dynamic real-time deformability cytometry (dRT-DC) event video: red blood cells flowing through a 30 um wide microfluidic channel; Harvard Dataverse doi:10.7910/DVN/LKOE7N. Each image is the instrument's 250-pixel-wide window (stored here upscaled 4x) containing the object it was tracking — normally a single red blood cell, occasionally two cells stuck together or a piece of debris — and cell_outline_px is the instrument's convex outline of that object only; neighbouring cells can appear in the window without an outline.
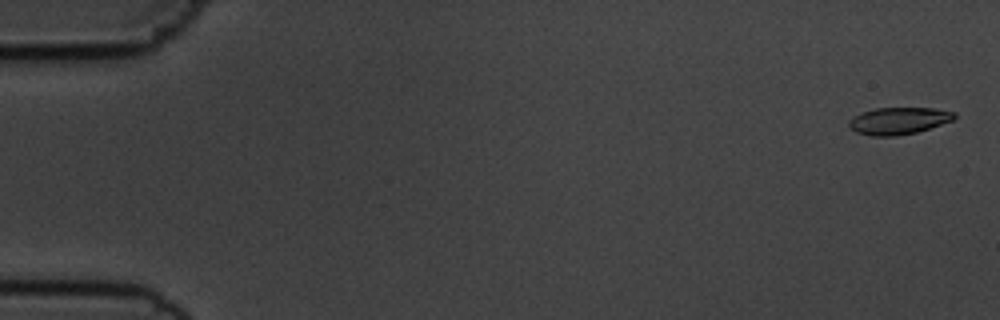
{"species": "common noctule bat (a hibernating species)", "species_latin": "Nyctalus noctula", "temperature_condition": "cold", "stored_images_in_passage": 57, "camera_frame_rate_fps": 3000, "um_per_image_px": 0.085, "animal": {"sex": "male", "body_mass_g": 19.5, "forearm_length_mm": 54.6}, "frame": {"image": 1, "passage_image": 2, "time_ms": 0.333, "image_size_px": [1000, 320], "cell_outline_px": [[956, 116], [952, 120], [916, 132], [896, 136], [872, 136], [856, 132], [848, 124], [848, 120], [852, 116], [860, 112], [876, 108], [932, 108], [956, 112]], "centroid_in_image_um": [76.33, 10.26], "position_along_channel_um": 8.7, "area_um2": 16.53}}
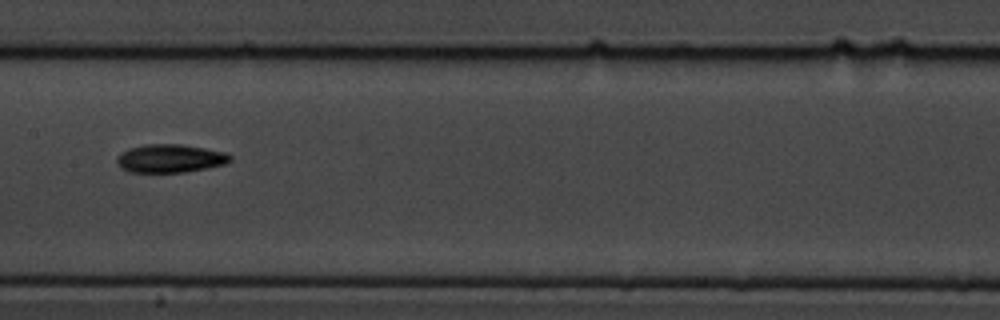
{"frame": {"image": 2, "passage_image": 29, "time_ms": 9.333, "image_size_px": [1000, 320], "cell_outline_px": [[232, 160], [224, 164], [184, 172], [128, 172], [120, 168], [116, 160], [116, 156], [120, 152], [128, 148], [144, 144], [180, 144], [204, 148], [224, 152], [232, 156]], "centroid_in_image_um": [14.4, 13.46], "position_along_channel_um": 193.0, "area_um2": 18.73}}
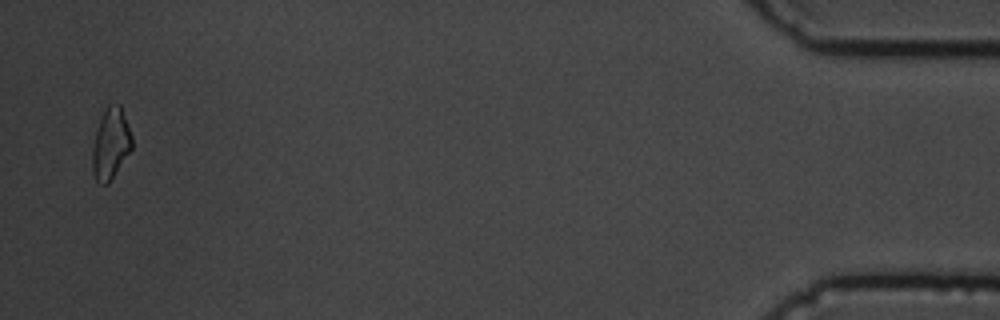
{"frame": {"image": 3, "passage_image": 55, "time_ms": 18.0, "image_size_px": [1000, 320], "cell_outline_px": [[132, 148], [108, 184], [100, 184], [96, 180], [92, 172], [92, 148], [96, 128], [108, 104], [120, 104], [132, 136]], "centroid_in_image_um": [9.39, 12.23], "position_along_channel_um": 425.8, "area_um2": 16.3}}